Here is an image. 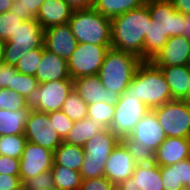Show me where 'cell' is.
I'll return each instance as SVG.
<instances>
[{
	"mask_svg": "<svg viewBox=\"0 0 190 190\" xmlns=\"http://www.w3.org/2000/svg\"><path fill=\"white\" fill-rule=\"evenodd\" d=\"M151 21L145 35L143 61H151L172 36L184 35L185 15L170 0H146Z\"/></svg>",
	"mask_w": 190,
	"mask_h": 190,
	"instance_id": "cell-1",
	"label": "cell"
},
{
	"mask_svg": "<svg viewBox=\"0 0 190 190\" xmlns=\"http://www.w3.org/2000/svg\"><path fill=\"white\" fill-rule=\"evenodd\" d=\"M151 21L147 4L111 19V48L135 54L143 61L145 35Z\"/></svg>",
	"mask_w": 190,
	"mask_h": 190,
	"instance_id": "cell-2",
	"label": "cell"
},
{
	"mask_svg": "<svg viewBox=\"0 0 190 190\" xmlns=\"http://www.w3.org/2000/svg\"><path fill=\"white\" fill-rule=\"evenodd\" d=\"M125 92L138 98L150 109L173 100L163 72L151 61L139 64Z\"/></svg>",
	"mask_w": 190,
	"mask_h": 190,
	"instance_id": "cell-3",
	"label": "cell"
},
{
	"mask_svg": "<svg viewBox=\"0 0 190 190\" xmlns=\"http://www.w3.org/2000/svg\"><path fill=\"white\" fill-rule=\"evenodd\" d=\"M141 62L135 54L109 48L98 73L101 83L108 90L122 95Z\"/></svg>",
	"mask_w": 190,
	"mask_h": 190,
	"instance_id": "cell-4",
	"label": "cell"
},
{
	"mask_svg": "<svg viewBox=\"0 0 190 190\" xmlns=\"http://www.w3.org/2000/svg\"><path fill=\"white\" fill-rule=\"evenodd\" d=\"M68 23L77 43L111 45V19L93 7L74 10Z\"/></svg>",
	"mask_w": 190,
	"mask_h": 190,
	"instance_id": "cell-5",
	"label": "cell"
},
{
	"mask_svg": "<svg viewBox=\"0 0 190 190\" xmlns=\"http://www.w3.org/2000/svg\"><path fill=\"white\" fill-rule=\"evenodd\" d=\"M121 140L110 129L98 132L83 146L84 160L80 169L82 179L104 176L109 155Z\"/></svg>",
	"mask_w": 190,
	"mask_h": 190,
	"instance_id": "cell-6",
	"label": "cell"
},
{
	"mask_svg": "<svg viewBox=\"0 0 190 190\" xmlns=\"http://www.w3.org/2000/svg\"><path fill=\"white\" fill-rule=\"evenodd\" d=\"M73 90V80L49 81L38 85L25 98L26 105L32 110L50 113L62 109Z\"/></svg>",
	"mask_w": 190,
	"mask_h": 190,
	"instance_id": "cell-7",
	"label": "cell"
},
{
	"mask_svg": "<svg viewBox=\"0 0 190 190\" xmlns=\"http://www.w3.org/2000/svg\"><path fill=\"white\" fill-rule=\"evenodd\" d=\"M151 110L166 137L190 138V105L185 100L173 99Z\"/></svg>",
	"mask_w": 190,
	"mask_h": 190,
	"instance_id": "cell-8",
	"label": "cell"
},
{
	"mask_svg": "<svg viewBox=\"0 0 190 190\" xmlns=\"http://www.w3.org/2000/svg\"><path fill=\"white\" fill-rule=\"evenodd\" d=\"M151 109L134 96H129L126 92L120 95L115 104L114 118L110 131L120 140L129 137L135 125Z\"/></svg>",
	"mask_w": 190,
	"mask_h": 190,
	"instance_id": "cell-9",
	"label": "cell"
},
{
	"mask_svg": "<svg viewBox=\"0 0 190 190\" xmlns=\"http://www.w3.org/2000/svg\"><path fill=\"white\" fill-rule=\"evenodd\" d=\"M109 48L111 45L77 43L67 61L71 79L98 74Z\"/></svg>",
	"mask_w": 190,
	"mask_h": 190,
	"instance_id": "cell-10",
	"label": "cell"
},
{
	"mask_svg": "<svg viewBox=\"0 0 190 190\" xmlns=\"http://www.w3.org/2000/svg\"><path fill=\"white\" fill-rule=\"evenodd\" d=\"M24 135L27 141L55 151L63 140L55 131L49 114L32 110L25 124Z\"/></svg>",
	"mask_w": 190,
	"mask_h": 190,
	"instance_id": "cell-11",
	"label": "cell"
},
{
	"mask_svg": "<svg viewBox=\"0 0 190 190\" xmlns=\"http://www.w3.org/2000/svg\"><path fill=\"white\" fill-rule=\"evenodd\" d=\"M20 160L21 181L31 179L40 173L51 170L54 163V152L38 144L27 141Z\"/></svg>",
	"mask_w": 190,
	"mask_h": 190,
	"instance_id": "cell-12",
	"label": "cell"
},
{
	"mask_svg": "<svg viewBox=\"0 0 190 190\" xmlns=\"http://www.w3.org/2000/svg\"><path fill=\"white\" fill-rule=\"evenodd\" d=\"M73 89L87 105L99 102L115 105L120 98L118 93L103 86L98 74L73 79Z\"/></svg>",
	"mask_w": 190,
	"mask_h": 190,
	"instance_id": "cell-13",
	"label": "cell"
},
{
	"mask_svg": "<svg viewBox=\"0 0 190 190\" xmlns=\"http://www.w3.org/2000/svg\"><path fill=\"white\" fill-rule=\"evenodd\" d=\"M151 62L157 67L190 66V41L184 35L168 38Z\"/></svg>",
	"mask_w": 190,
	"mask_h": 190,
	"instance_id": "cell-14",
	"label": "cell"
},
{
	"mask_svg": "<svg viewBox=\"0 0 190 190\" xmlns=\"http://www.w3.org/2000/svg\"><path fill=\"white\" fill-rule=\"evenodd\" d=\"M44 46L51 53L68 61L77 46V40L69 23L48 27L44 30Z\"/></svg>",
	"mask_w": 190,
	"mask_h": 190,
	"instance_id": "cell-15",
	"label": "cell"
},
{
	"mask_svg": "<svg viewBox=\"0 0 190 190\" xmlns=\"http://www.w3.org/2000/svg\"><path fill=\"white\" fill-rule=\"evenodd\" d=\"M136 163L120 141L109 155L104 176L115 186L133 175Z\"/></svg>",
	"mask_w": 190,
	"mask_h": 190,
	"instance_id": "cell-16",
	"label": "cell"
},
{
	"mask_svg": "<svg viewBox=\"0 0 190 190\" xmlns=\"http://www.w3.org/2000/svg\"><path fill=\"white\" fill-rule=\"evenodd\" d=\"M44 45V29L35 20H25L15 31L14 35L5 41L4 49L23 50L26 54L30 49Z\"/></svg>",
	"mask_w": 190,
	"mask_h": 190,
	"instance_id": "cell-17",
	"label": "cell"
},
{
	"mask_svg": "<svg viewBox=\"0 0 190 190\" xmlns=\"http://www.w3.org/2000/svg\"><path fill=\"white\" fill-rule=\"evenodd\" d=\"M133 141L146 145L156 152L159 146L166 140L164 130L161 128L155 113L150 110L133 128L129 135Z\"/></svg>",
	"mask_w": 190,
	"mask_h": 190,
	"instance_id": "cell-18",
	"label": "cell"
},
{
	"mask_svg": "<svg viewBox=\"0 0 190 190\" xmlns=\"http://www.w3.org/2000/svg\"><path fill=\"white\" fill-rule=\"evenodd\" d=\"M35 78L39 84L56 80H73L68 71L67 60L51 53L44 45L42 59L36 70Z\"/></svg>",
	"mask_w": 190,
	"mask_h": 190,
	"instance_id": "cell-19",
	"label": "cell"
},
{
	"mask_svg": "<svg viewBox=\"0 0 190 190\" xmlns=\"http://www.w3.org/2000/svg\"><path fill=\"white\" fill-rule=\"evenodd\" d=\"M188 158L190 138L166 137L155 152L154 162L159 166H169Z\"/></svg>",
	"mask_w": 190,
	"mask_h": 190,
	"instance_id": "cell-20",
	"label": "cell"
},
{
	"mask_svg": "<svg viewBox=\"0 0 190 190\" xmlns=\"http://www.w3.org/2000/svg\"><path fill=\"white\" fill-rule=\"evenodd\" d=\"M73 11L64 0H45L35 20L45 30L51 26L68 23Z\"/></svg>",
	"mask_w": 190,
	"mask_h": 190,
	"instance_id": "cell-21",
	"label": "cell"
},
{
	"mask_svg": "<svg viewBox=\"0 0 190 190\" xmlns=\"http://www.w3.org/2000/svg\"><path fill=\"white\" fill-rule=\"evenodd\" d=\"M107 129L109 128L100 120L86 117L80 121H74L72 129L68 132L63 142L83 147L98 132L106 131Z\"/></svg>",
	"mask_w": 190,
	"mask_h": 190,
	"instance_id": "cell-22",
	"label": "cell"
},
{
	"mask_svg": "<svg viewBox=\"0 0 190 190\" xmlns=\"http://www.w3.org/2000/svg\"><path fill=\"white\" fill-rule=\"evenodd\" d=\"M168 83L172 99L183 100L190 85V66L159 67Z\"/></svg>",
	"mask_w": 190,
	"mask_h": 190,
	"instance_id": "cell-23",
	"label": "cell"
},
{
	"mask_svg": "<svg viewBox=\"0 0 190 190\" xmlns=\"http://www.w3.org/2000/svg\"><path fill=\"white\" fill-rule=\"evenodd\" d=\"M133 181H136L141 190H164L160 166L155 162L136 164L133 172Z\"/></svg>",
	"mask_w": 190,
	"mask_h": 190,
	"instance_id": "cell-24",
	"label": "cell"
},
{
	"mask_svg": "<svg viewBox=\"0 0 190 190\" xmlns=\"http://www.w3.org/2000/svg\"><path fill=\"white\" fill-rule=\"evenodd\" d=\"M31 108L8 111L0 109V136L24 134Z\"/></svg>",
	"mask_w": 190,
	"mask_h": 190,
	"instance_id": "cell-25",
	"label": "cell"
},
{
	"mask_svg": "<svg viewBox=\"0 0 190 190\" xmlns=\"http://www.w3.org/2000/svg\"><path fill=\"white\" fill-rule=\"evenodd\" d=\"M84 150L81 146L70 145L62 142L54 151V163L80 172L84 160Z\"/></svg>",
	"mask_w": 190,
	"mask_h": 190,
	"instance_id": "cell-26",
	"label": "cell"
},
{
	"mask_svg": "<svg viewBox=\"0 0 190 190\" xmlns=\"http://www.w3.org/2000/svg\"><path fill=\"white\" fill-rule=\"evenodd\" d=\"M146 4V0H94L93 8L109 19Z\"/></svg>",
	"mask_w": 190,
	"mask_h": 190,
	"instance_id": "cell-27",
	"label": "cell"
},
{
	"mask_svg": "<svg viewBox=\"0 0 190 190\" xmlns=\"http://www.w3.org/2000/svg\"><path fill=\"white\" fill-rule=\"evenodd\" d=\"M51 172L53 174L55 188L62 190H80L83 181L80 172L57 164H53Z\"/></svg>",
	"mask_w": 190,
	"mask_h": 190,
	"instance_id": "cell-28",
	"label": "cell"
},
{
	"mask_svg": "<svg viewBox=\"0 0 190 190\" xmlns=\"http://www.w3.org/2000/svg\"><path fill=\"white\" fill-rule=\"evenodd\" d=\"M61 111L65 113L72 121H80L87 117L88 105L73 89L66 98Z\"/></svg>",
	"mask_w": 190,
	"mask_h": 190,
	"instance_id": "cell-29",
	"label": "cell"
},
{
	"mask_svg": "<svg viewBox=\"0 0 190 190\" xmlns=\"http://www.w3.org/2000/svg\"><path fill=\"white\" fill-rule=\"evenodd\" d=\"M26 143L24 134L0 136V155L20 159Z\"/></svg>",
	"mask_w": 190,
	"mask_h": 190,
	"instance_id": "cell-30",
	"label": "cell"
},
{
	"mask_svg": "<svg viewBox=\"0 0 190 190\" xmlns=\"http://www.w3.org/2000/svg\"><path fill=\"white\" fill-rule=\"evenodd\" d=\"M129 154L133 157L136 164H149L154 162L155 152L146 145L133 141L129 137L121 139Z\"/></svg>",
	"mask_w": 190,
	"mask_h": 190,
	"instance_id": "cell-31",
	"label": "cell"
},
{
	"mask_svg": "<svg viewBox=\"0 0 190 190\" xmlns=\"http://www.w3.org/2000/svg\"><path fill=\"white\" fill-rule=\"evenodd\" d=\"M42 54L43 46L40 48L30 49L21 57L15 68L22 74L35 76L36 70L42 59Z\"/></svg>",
	"mask_w": 190,
	"mask_h": 190,
	"instance_id": "cell-32",
	"label": "cell"
},
{
	"mask_svg": "<svg viewBox=\"0 0 190 190\" xmlns=\"http://www.w3.org/2000/svg\"><path fill=\"white\" fill-rule=\"evenodd\" d=\"M45 0H14L11 11L22 20L35 19Z\"/></svg>",
	"mask_w": 190,
	"mask_h": 190,
	"instance_id": "cell-33",
	"label": "cell"
},
{
	"mask_svg": "<svg viewBox=\"0 0 190 190\" xmlns=\"http://www.w3.org/2000/svg\"><path fill=\"white\" fill-rule=\"evenodd\" d=\"M114 112L115 105L99 102L88 105L87 117L98 121L100 120L110 129L114 118Z\"/></svg>",
	"mask_w": 190,
	"mask_h": 190,
	"instance_id": "cell-34",
	"label": "cell"
},
{
	"mask_svg": "<svg viewBox=\"0 0 190 190\" xmlns=\"http://www.w3.org/2000/svg\"><path fill=\"white\" fill-rule=\"evenodd\" d=\"M14 12L7 11L0 14V40L7 41L14 35L15 31L23 23Z\"/></svg>",
	"mask_w": 190,
	"mask_h": 190,
	"instance_id": "cell-35",
	"label": "cell"
},
{
	"mask_svg": "<svg viewBox=\"0 0 190 190\" xmlns=\"http://www.w3.org/2000/svg\"><path fill=\"white\" fill-rule=\"evenodd\" d=\"M28 108L25 98L13 90L0 89V109L16 111Z\"/></svg>",
	"mask_w": 190,
	"mask_h": 190,
	"instance_id": "cell-36",
	"label": "cell"
},
{
	"mask_svg": "<svg viewBox=\"0 0 190 190\" xmlns=\"http://www.w3.org/2000/svg\"><path fill=\"white\" fill-rule=\"evenodd\" d=\"M38 81L33 75L17 72L12 80V90L26 98L28 94L38 88Z\"/></svg>",
	"mask_w": 190,
	"mask_h": 190,
	"instance_id": "cell-37",
	"label": "cell"
},
{
	"mask_svg": "<svg viewBox=\"0 0 190 190\" xmlns=\"http://www.w3.org/2000/svg\"><path fill=\"white\" fill-rule=\"evenodd\" d=\"M53 188H55V184L51 170L22 182V190H51Z\"/></svg>",
	"mask_w": 190,
	"mask_h": 190,
	"instance_id": "cell-38",
	"label": "cell"
},
{
	"mask_svg": "<svg viewBox=\"0 0 190 190\" xmlns=\"http://www.w3.org/2000/svg\"><path fill=\"white\" fill-rule=\"evenodd\" d=\"M48 114L51 122L53 123L55 131L58 133L60 138L64 140L68 132L72 129L74 121H72L61 110L50 112Z\"/></svg>",
	"mask_w": 190,
	"mask_h": 190,
	"instance_id": "cell-39",
	"label": "cell"
},
{
	"mask_svg": "<svg viewBox=\"0 0 190 190\" xmlns=\"http://www.w3.org/2000/svg\"><path fill=\"white\" fill-rule=\"evenodd\" d=\"M160 175L163 181L164 190H184L181 182H177L176 168L174 165L160 166Z\"/></svg>",
	"mask_w": 190,
	"mask_h": 190,
	"instance_id": "cell-40",
	"label": "cell"
},
{
	"mask_svg": "<svg viewBox=\"0 0 190 190\" xmlns=\"http://www.w3.org/2000/svg\"><path fill=\"white\" fill-rule=\"evenodd\" d=\"M115 185L105 176L82 181L80 190H113Z\"/></svg>",
	"mask_w": 190,
	"mask_h": 190,
	"instance_id": "cell-41",
	"label": "cell"
},
{
	"mask_svg": "<svg viewBox=\"0 0 190 190\" xmlns=\"http://www.w3.org/2000/svg\"><path fill=\"white\" fill-rule=\"evenodd\" d=\"M20 160L14 157L0 155V174L19 176Z\"/></svg>",
	"mask_w": 190,
	"mask_h": 190,
	"instance_id": "cell-42",
	"label": "cell"
},
{
	"mask_svg": "<svg viewBox=\"0 0 190 190\" xmlns=\"http://www.w3.org/2000/svg\"><path fill=\"white\" fill-rule=\"evenodd\" d=\"M17 72L15 66L0 63V89L12 90V80Z\"/></svg>",
	"mask_w": 190,
	"mask_h": 190,
	"instance_id": "cell-43",
	"label": "cell"
},
{
	"mask_svg": "<svg viewBox=\"0 0 190 190\" xmlns=\"http://www.w3.org/2000/svg\"><path fill=\"white\" fill-rule=\"evenodd\" d=\"M177 182H181L185 188L190 184V158L175 164Z\"/></svg>",
	"mask_w": 190,
	"mask_h": 190,
	"instance_id": "cell-44",
	"label": "cell"
},
{
	"mask_svg": "<svg viewBox=\"0 0 190 190\" xmlns=\"http://www.w3.org/2000/svg\"><path fill=\"white\" fill-rule=\"evenodd\" d=\"M0 190H22L20 177L0 174Z\"/></svg>",
	"mask_w": 190,
	"mask_h": 190,
	"instance_id": "cell-45",
	"label": "cell"
},
{
	"mask_svg": "<svg viewBox=\"0 0 190 190\" xmlns=\"http://www.w3.org/2000/svg\"><path fill=\"white\" fill-rule=\"evenodd\" d=\"M23 55V50L4 49L3 63L16 66Z\"/></svg>",
	"mask_w": 190,
	"mask_h": 190,
	"instance_id": "cell-46",
	"label": "cell"
},
{
	"mask_svg": "<svg viewBox=\"0 0 190 190\" xmlns=\"http://www.w3.org/2000/svg\"><path fill=\"white\" fill-rule=\"evenodd\" d=\"M73 10L88 9L93 7L94 0H64Z\"/></svg>",
	"mask_w": 190,
	"mask_h": 190,
	"instance_id": "cell-47",
	"label": "cell"
},
{
	"mask_svg": "<svg viewBox=\"0 0 190 190\" xmlns=\"http://www.w3.org/2000/svg\"><path fill=\"white\" fill-rule=\"evenodd\" d=\"M177 12L190 16V0H170Z\"/></svg>",
	"mask_w": 190,
	"mask_h": 190,
	"instance_id": "cell-48",
	"label": "cell"
},
{
	"mask_svg": "<svg viewBox=\"0 0 190 190\" xmlns=\"http://www.w3.org/2000/svg\"><path fill=\"white\" fill-rule=\"evenodd\" d=\"M116 187L119 190H141L136 181H133V175L125 181L119 183Z\"/></svg>",
	"mask_w": 190,
	"mask_h": 190,
	"instance_id": "cell-49",
	"label": "cell"
},
{
	"mask_svg": "<svg viewBox=\"0 0 190 190\" xmlns=\"http://www.w3.org/2000/svg\"><path fill=\"white\" fill-rule=\"evenodd\" d=\"M14 0H0V14L10 11Z\"/></svg>",
	"mask_w": 190,
	"mask_h": 190,
	"instance_id": "cell-50",
	"label": "cell"
},
{
	"mask_svg": "<svg viewBox=\"0 0 190 190\" xmlns=\"http://www.w3.org/2000/svg\"><path fill=\"white\" fill-rule=\"evenodd\" d=\"M184 36L190 41V16L185 15Z\"/></svg>",
	"mask_w": 190,
	"mask_h": 190,
	"instance_id": "cell-51",
	"label": "cell"
},
{
	"mask_svg": "<svg viewBox=\"0 0 190 190\" xmlns=\"http://www.w3.org/2000/svg\"><path fill=\"white\" fill-rule=\"evenodd\" d=\"M5 41L0 40V63H3Z\"/></svg>",
	"mask_w": 190,
	"mask_h": 190,
	"instance_id": "cell-52",
	"label": "cell"
},
{
	"mask_svg": "<svg viewBox=\"0 0 190 190\" xmlns=\"http://www.w3.org/2000/svg\"><path fill=\"white\" fill-rule=\"evenodd\" d=\"M183 100H185L190 105V85L187 92V96Z\"/></svg>",
	"mask_w": 190,
	"mask_h": 190,
	"instance_id": "cell-53",
	"label": "cell"
},
{
	"mask_svg": "<svg viewBox=\"0 0 190 190\" xmlns=\"http://www.w3.org/2000/svg\"><path fill=\"white\" fill-rule=\"evenodd\" d=\"M51 190H62V189H59V188H53V189H51Z\"/></svg>",
	"mask_w": 190,
	"mask_h": 190,
	"instance_id": "cell-54",
	"label": "cell"
}]
</instances>
